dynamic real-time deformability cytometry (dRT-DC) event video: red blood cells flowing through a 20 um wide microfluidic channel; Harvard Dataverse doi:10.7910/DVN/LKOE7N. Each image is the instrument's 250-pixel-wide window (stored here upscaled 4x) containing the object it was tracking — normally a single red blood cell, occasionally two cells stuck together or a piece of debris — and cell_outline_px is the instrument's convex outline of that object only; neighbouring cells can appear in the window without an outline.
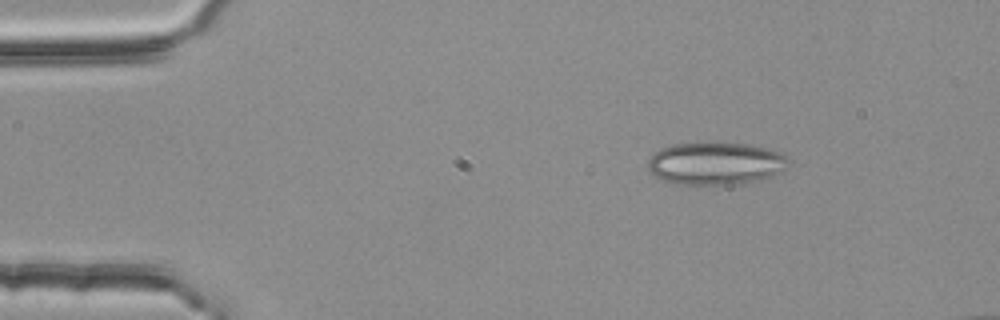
{"species": "common noctule bat (a hibernating species)", "species_latin": "Nyctalus noctula", "temperature_condition": "room temperature", "stored_images_in_passage": 9, "camera_frame_rate_fps": 3000, "um_per_image_px": 0.085, "animal": {"sex": "female", "body_mass_g": 25.1}, "frame": {"image": 1, "passage_image": 7, "time_ms": 2.0, "image_size_px": [1000, 320], "cell_outline_px": [[788, 160], [784, 168], [780, 172], [772, 176], [760, 180], [736, 184], [676, 184], [652, 176], [648, 172], [648, 160], [652, 152], [660, 148], [672, 144], [744, 144], [764, 148], [780, 152]], "centroid_in_image_um": [60.74, 13.91], "position_along_channel_um": 24.3, "area_um2": 34.51}}